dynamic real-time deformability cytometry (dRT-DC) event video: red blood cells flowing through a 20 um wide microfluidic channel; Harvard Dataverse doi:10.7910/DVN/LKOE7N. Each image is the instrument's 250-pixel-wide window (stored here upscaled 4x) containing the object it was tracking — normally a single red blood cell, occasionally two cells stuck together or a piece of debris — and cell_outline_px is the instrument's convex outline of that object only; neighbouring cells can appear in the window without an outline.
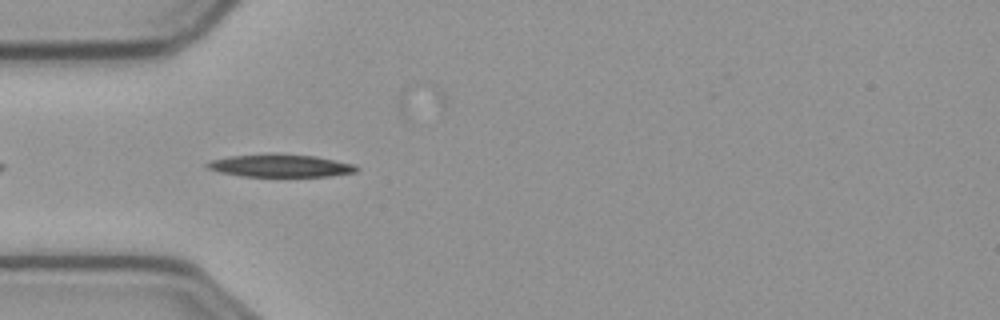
{"species": "common noctule bat (a hibernating species)", "species_latin": "Nyctalus noctula", "temperature_condition": "cold", "stored_images_in_passage": 7, "camera_frame_rate_fps": 3000, "um_per_image_px": 0.085, "animal": {"sex": "male", "body_mass_g": 23.1, "forearm_length_mm": 52.7}, "frame": {"image": 1, "passage_image": 3, "time_ms": 0.667, "image_size_px": [1000, 320], "cell_outline_px": [[360, 168], [356, 172], [328, 176], [244, 176], [220, 172], [208, 168], [204, 164], [212, 160], [232, 156], [272, 152], [316, 156], [352, 164]], "centroid_in_image_um": [23.83, 14.06], "position_along_channel_um": 61.2, "area_um2": 19.77}}